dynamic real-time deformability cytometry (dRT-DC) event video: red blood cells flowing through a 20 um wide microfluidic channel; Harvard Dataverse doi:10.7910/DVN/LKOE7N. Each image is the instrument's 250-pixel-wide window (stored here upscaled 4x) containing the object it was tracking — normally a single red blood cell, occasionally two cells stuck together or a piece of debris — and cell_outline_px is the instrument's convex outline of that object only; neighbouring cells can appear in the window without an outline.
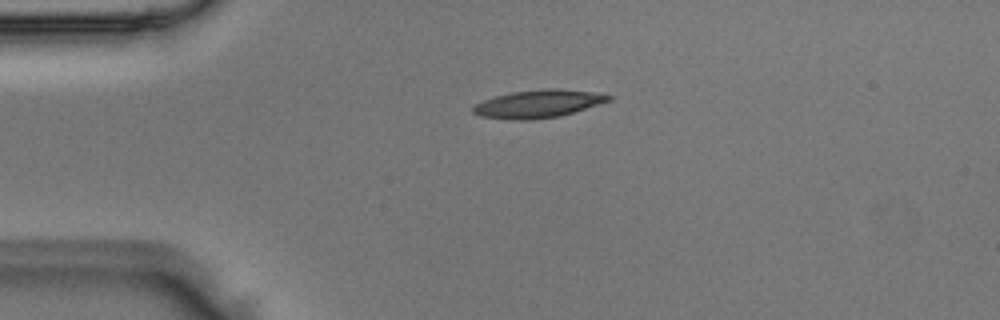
{"species": "Egyptian fruit bat (a non-hibernating species)", "species_latin": "Rousettus aegyptiacus", "temperature_condition": "room temperature", "stored_images_in_passage": 3, "camera_frame_rate_fps": 3000, "um_per_image_px": 0.085, "animal": {"sex": "male"}, "frame": {"image": 1, "passage_image": 1, "time_ms": 0.0, "image_size_px": [1000, 320], "cell_outline_px": [[612, 100], [560, 116], [528, 120], [512, 120], [480, 116], [472, 112], [472, 108], [476, 104], [484, 100], [496, 96], [512, 92], [548, 88], [556, 88], [592, 92], [612, 96]], "centroid_in_image_um": [45.73, 8.83], "position_along_channel_um": 39.3, "area_um2": 21.79}}
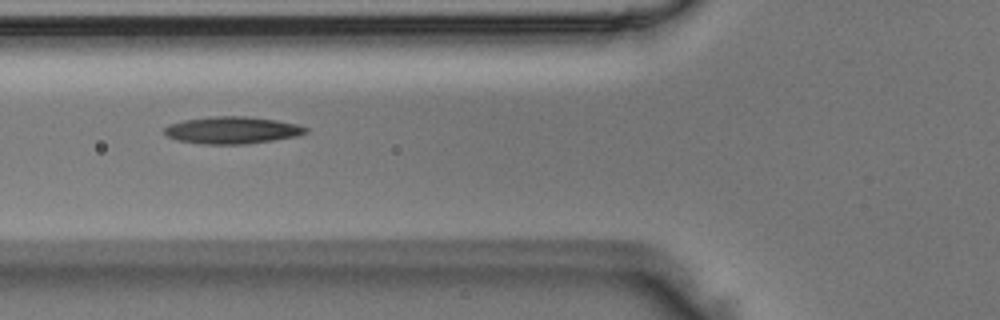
{"frame": {"image": 2, "passage_image": 3, "time_ms": 0.667, "image_size_px": [1000, 320], "cell_outline_px": [[308, 132], [300, 136], [244, 144], [200, 144], [176, 140], [168, 136], [164, 132], [164, 128], [168, 124], [184, 120], [212, 116], [244, 116], [276, 120], [296, 124], [308, 128]], "centroid_in_image_um": [19.73, 11.07], "position_along_channel_um": 106.1, "area_um2": 22.37}}